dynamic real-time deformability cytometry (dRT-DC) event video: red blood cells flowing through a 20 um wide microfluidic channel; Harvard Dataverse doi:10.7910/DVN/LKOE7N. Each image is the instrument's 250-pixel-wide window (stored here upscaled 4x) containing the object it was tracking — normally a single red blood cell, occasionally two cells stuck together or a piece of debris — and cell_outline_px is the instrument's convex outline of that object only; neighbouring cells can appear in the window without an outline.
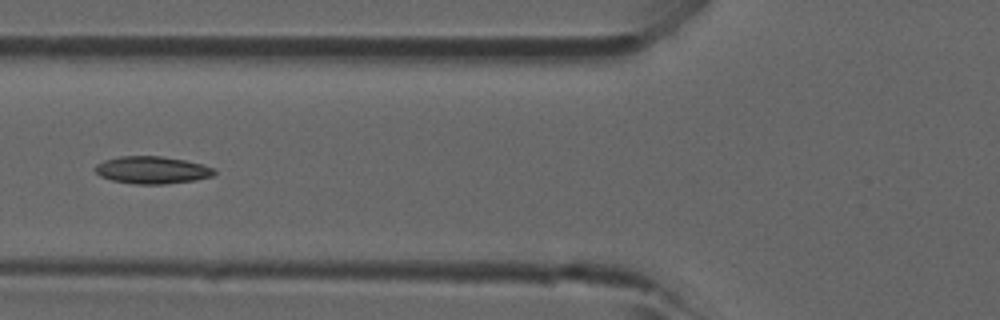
{"species": "common noctule bat (a hibernating species)", "species_latin": "Nyctalus noctula", "temperature_condition": "room temperature", "stored_images_in_passage": 39, "camera_frame_rate_fps": 3000, "um_per_image_px": 0.085, "animal": {"sex": "male", "forearm_length_mm": 52.5}, "frame": {"image": 1, "passage_image": 17, "time_ms": 5.333, "image_size_px": [1000, 320], "cell_outline_px": [[216, 172], [212, 176], [196, 180], [164, 184], [136, 184], [112, 180], [100, 176], [96, 172], [96, 164], [104, 160], [120, 156], [160, 156], [184, 160], [216, 168]], "centroid_in_image_um": [12.94, 14.45], "position_along_channel_um": 112.9, "area_um2": 18.9}}
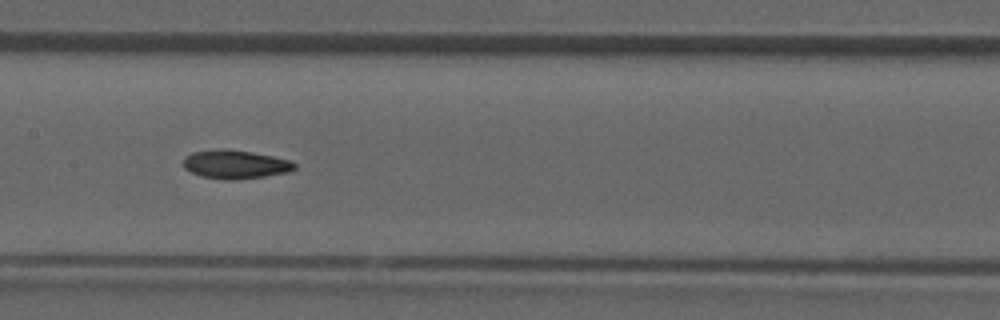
{"frame": {"image": 2, "passage_image": 22, "time_ms": 7.0, "image_size_px": [1000, 320], "cell_outline_px": [[296, 168], [288, 172], [264, 176], [236, 180], [224, 180], [200, 176], [184, 168], [184, 156], [192, 152], [228, 148], [252, 152], [272, 156], [288, 160], [296, 164]], "centroid_in_image_um": [19.98, 13.97], "position_along_channel_um": 187.4, "area_um2": 18.55}}